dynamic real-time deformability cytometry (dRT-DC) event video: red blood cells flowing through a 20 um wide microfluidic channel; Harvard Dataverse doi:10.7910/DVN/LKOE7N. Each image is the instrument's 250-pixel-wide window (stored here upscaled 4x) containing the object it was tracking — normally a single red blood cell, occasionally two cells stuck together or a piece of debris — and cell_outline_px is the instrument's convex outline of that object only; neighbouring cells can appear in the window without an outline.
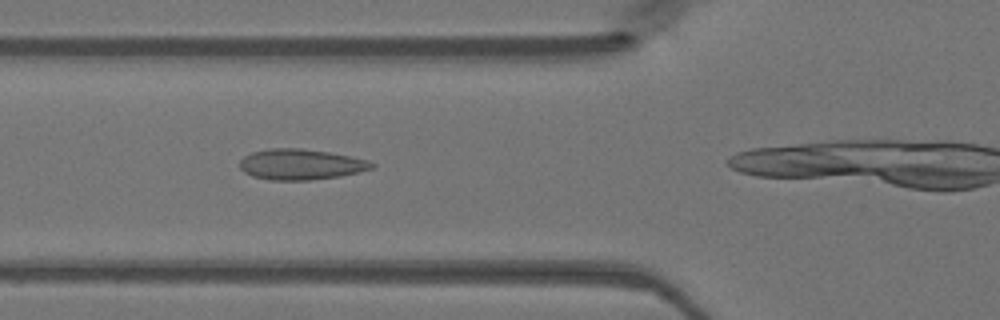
{"species": "Egyptian fruit bat (a non-hibernating species)", "species_latin": "Rousettus aegyptiacus", "temperature_condition": "warm", "stored_images_in_passage": 25, "camera_frame_rate_fps": 3000, "um_per_image_px": 0.085, "animal": {"sex": "female"}, "frame": {"image": 1, "passage_image": 11, "time_ms": 3.333, "image_size_px": [1000, 320], "cell_outline_px": [[376, 164], [372, 168], [340, 176], [308, 180], [268, 180], [252, 176], [244, 172], [240, 168], [240, 160], [244, 156], [252, 152], [268, 148], [300, 148], [328, 152], [352, 156], [368, 160]], "centroid_in_image_um": [25.54, 13.97], "position_along_channel_um": 100.3, "area_um2": 23.58}}
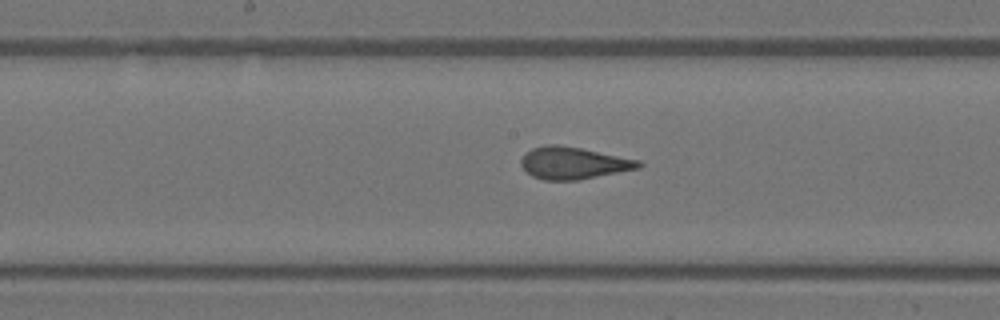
{"frame": {"image": 2, "passage_image": 18, "time_ms": 5.667, "image_size_px": [1000, 320], "cell_outline_px": [[644, 164], [640, 168], [580, 180], [544, 180], [532, 176], [520, 164], [520, 160], [524, 152], [532, 148], [544, 144], [556, 144], [580, 148], [640, 160]], "centroid_in_image_um": [48.73, 13.85], "position_along_channel_um": 199.5, "area_um2": 22.14}}
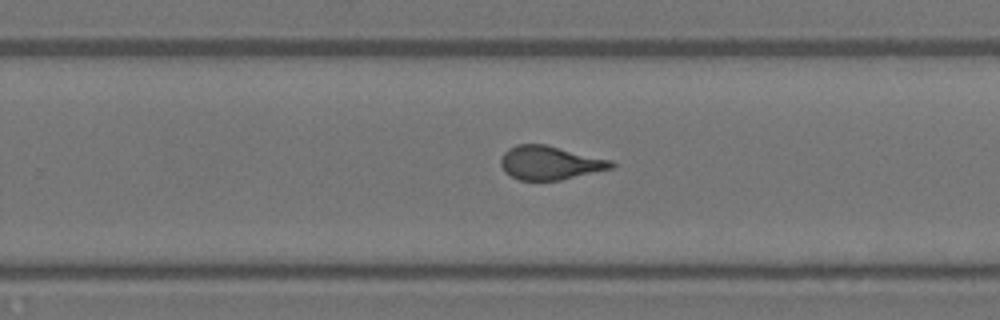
{"frame": {"image": 3, "passage_image": 24, "time_ms": 7.667, "image_size_px": [1000, 320], "cell_outline_px": [[616, 164], [612, 168], [560, 180], [520, 180], [504, 172], [500, 164], [500, 160], [504, 152], [508, 148], [516, 144], [544, 144], [612, 160]], "centroid_in_image_um": [46.72, 13.83], "position_along_channel_um": 283.1, "area_um2": 21.62}}